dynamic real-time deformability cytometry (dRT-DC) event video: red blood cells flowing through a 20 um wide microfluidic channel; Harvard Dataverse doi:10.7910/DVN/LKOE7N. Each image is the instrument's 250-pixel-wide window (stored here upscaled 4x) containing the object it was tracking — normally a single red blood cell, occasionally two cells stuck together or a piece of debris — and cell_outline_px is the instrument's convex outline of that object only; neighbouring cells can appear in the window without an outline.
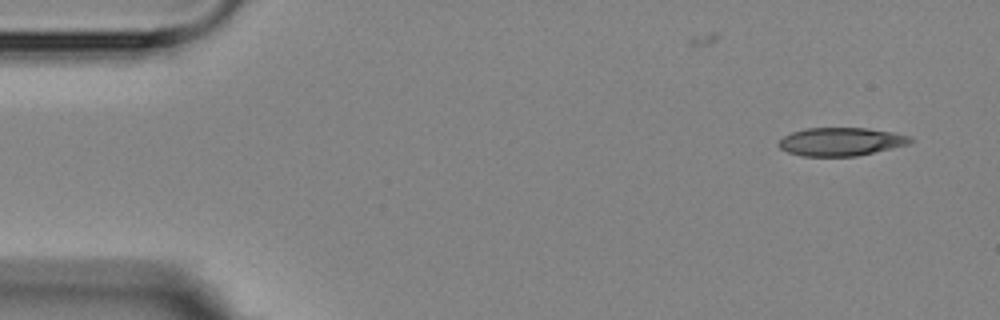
{"species": "Egyptian fruit bat (a non-hibernating species)", "species_latin": "Rousettus aegyptiacus", "temperature_condition": "room temperature", "stored_images_in_passage": 6, "camera_frame_rate_fps": 3000, "um_per_image_px": 0.085, "animal": {"sex": "female"}, "frame": {"image": 1, "passage_image": 1, "time_ms": 0.0, "image_size_px": [1000, 320], "cell_outline_px": [[912, 140], [908, 144], [892, 148], [856, 156], [800, 156], [788, 152], [780, 148], [776, 144], [784, 136], [792, 132], [804, 128], [868, 128], [892, 132], [908, 136]], "centroid_in_image_um": [71.42, 12.04], "position_along_channel_um": 13.6, "area_um2": 21.56}}
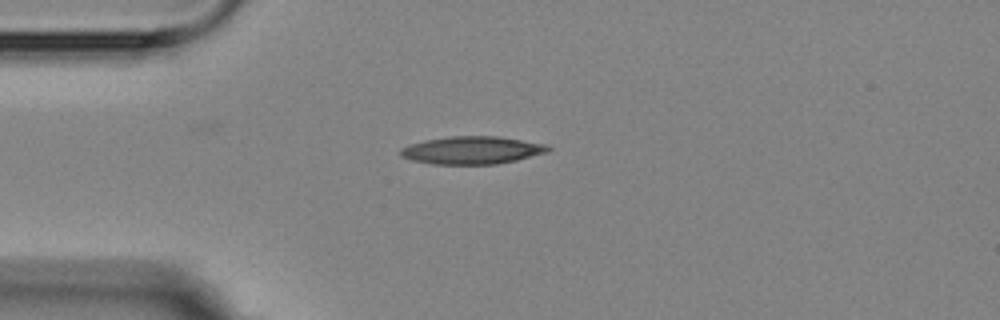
{"frame": {"image": 2, "passage_image": 4, "time_ms": 3.333, "image_size_px": [1000, 320], "cell_outline_px": [[552, 148], [548, 152], [516, 160], [496, 164], [432, 164], [412, 160], [400, 156], [400, 148], [408, 144], [424, 140], [448, 136], [496, 136], [548, 144]], "centroid_in_image_um": [40.11, 12.76], "position_along_channel_um": 44.9, "area_um2": 23.99}}
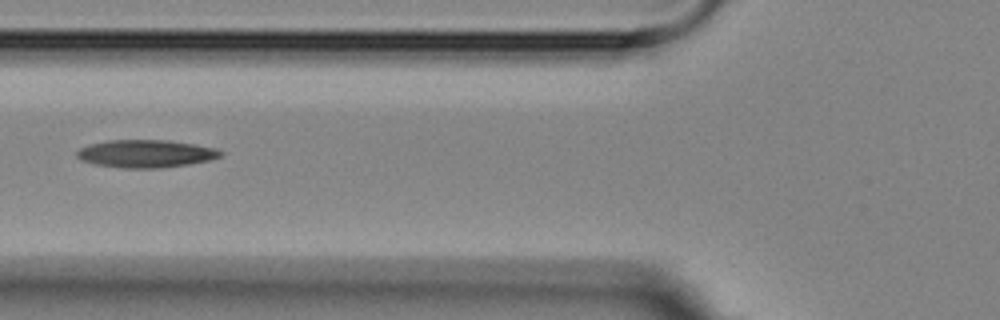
{"frame": {"image": 3, "passage_image": 6, "time_ms": 5.667, "image_size_px": [1000, 320], "cell_outline_px": [[224, 152], [220, 156], [208, 160], [188, 164], [160, 168], [124, 168], [96, 164], [80, 160], [76, 156], [76, 152], [80, 148], [88, 144], [108, 140], [168, 140], [196, 144], [216, 148]], "centroid_in_image_um": [12.38, 13.05], "position_along_channel_um": 113.4, "area_um2": 23.24}}